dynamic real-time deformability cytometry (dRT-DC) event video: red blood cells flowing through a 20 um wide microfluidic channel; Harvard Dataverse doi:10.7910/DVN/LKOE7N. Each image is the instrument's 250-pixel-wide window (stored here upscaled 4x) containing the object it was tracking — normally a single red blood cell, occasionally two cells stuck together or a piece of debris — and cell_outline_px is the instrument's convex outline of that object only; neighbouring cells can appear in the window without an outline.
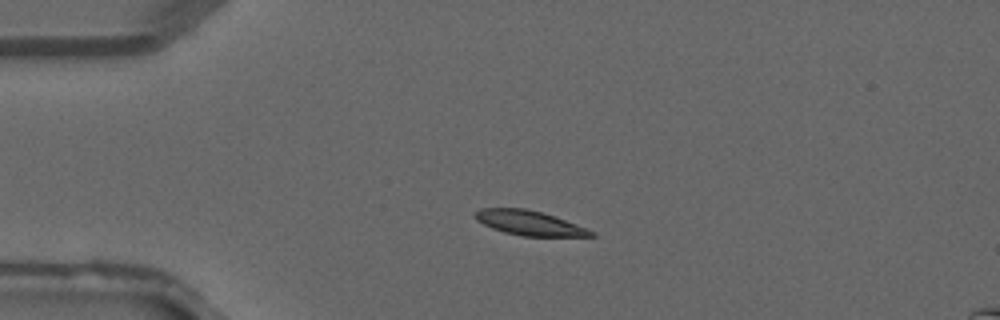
{"species": "common noctule bat (a hibernating species)", "species_latin": "Nyctalus noctula", "temperature_condition": "warm", "stored_images_in_passage": 36, "camera_frame_rate_fps": 3000, "um_per_image_px": 0.085, "animal": {"sex": "male", "forearm_length_mm": 52.5}, "frame": {"image": 1, "passage_image": 6, "time_ms": 1.667, "image_size_px": [1000, 320], "cell_outline_px": [[596, 236], [524, 236], [504, 232], [492, 228], [476, 220], [472, 216], [472, 212], [480, 208], [524, 208], [540, 212], [564, 220], [596, 232]], "centroid_in_image_um": [44.91, 18.94], "position_along_channel_um": 40.1, "area_um2": 16.47}}
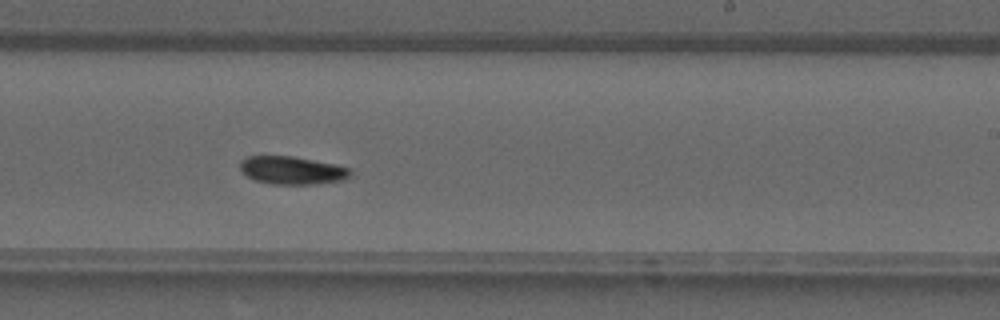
{"frame": {"image": 2, "passage_image": 21, "time_ms": 6.667, "image_size_px": [1000, 320], "cell_outline_px": [[352, 172], [344, 180], [312, 184], [272, 184], [256, 180], [248, 176], [240, 168], [240, 160], [248, 156], [292, 156], [332, 164], [348, 168]], "centroid_in_image_um": [24.8, 14.48], "position_along_channel_um": 264.2, "area_um2": 17.63}}
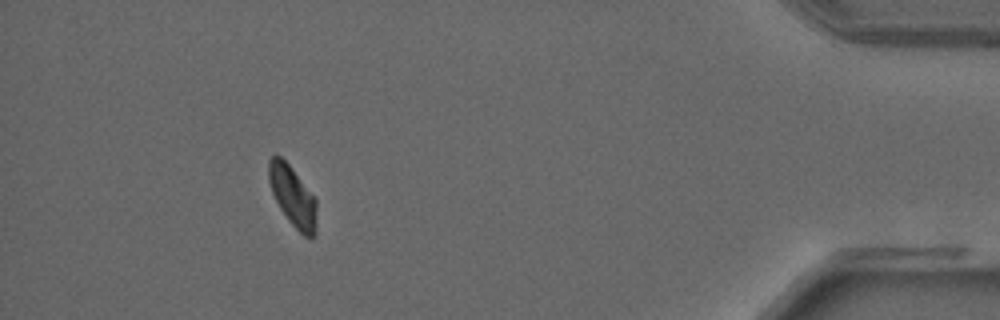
{"frame": {"image": 3, "passage_image": 33, "time_ms": 10.667, "image_size_px": [1000, 320], "cell_outline_px": [[316, 236], [304, 236], [288, 220], [280, 208], [272, 192], [268, 180], [268, 160], [276, 152], [292, 168], [316, 200]], "centroid_in_image_um": [24.86, 16.66], "position_along_channel_um": 410.3, "area_um2": 16.7}}